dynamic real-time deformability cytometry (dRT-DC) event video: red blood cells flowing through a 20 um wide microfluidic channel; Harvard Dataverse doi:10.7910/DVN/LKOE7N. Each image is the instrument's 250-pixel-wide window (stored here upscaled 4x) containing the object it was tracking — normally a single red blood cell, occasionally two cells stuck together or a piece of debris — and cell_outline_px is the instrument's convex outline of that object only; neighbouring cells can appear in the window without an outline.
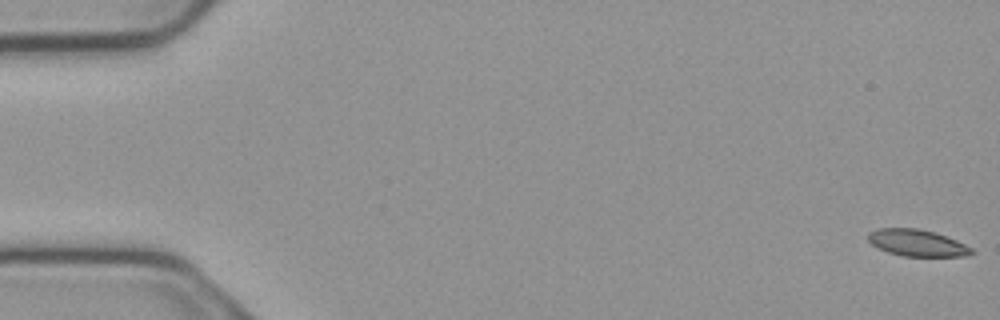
{"species": "common noctule bat (a hibernating species)", "species_latin": "Nyctalus noctula", "temperature_condition": "cold", "stored_images_in_passage": 8, "camera_frame_rate_fps": 3000, "um_per_image_px": 0.085, "animal": {"sex": "male", "body_mass_g": 23.1, "forearm_length_mm": 52.7}, "frame": {"image": 1, "passage_image": 1, "time_ms": 0.0, "image_size_px": [1000, 320], "cell_outline_px": [[976, 252], [964, 256], [904, 256], [888, 252], [872, 244], [868, 240], [868, 232], [880, 228], [916, 228], [932, 232], [956, 240], [972, 248]], "centroid_in_image_um": [77.95, 20.65], "position_along_channel_um": 7.1, "area_um2": 15.84}}
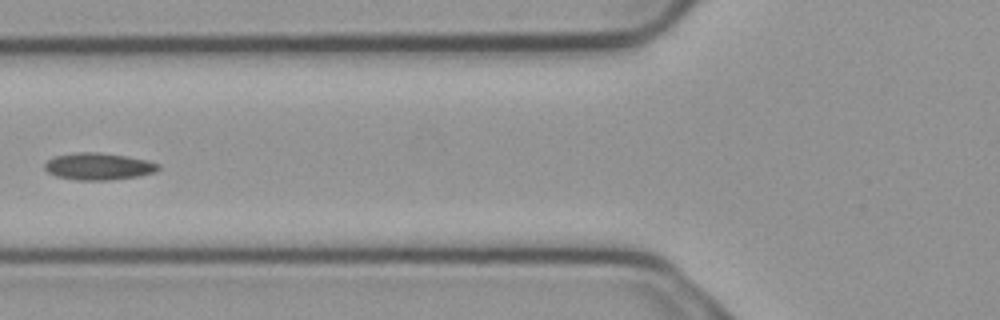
{"frame": {"image": 2, "passage_image": 7, "time_ms": 2.0, "image_size_px": [1000, 320], "cell_outline_px": [[160, 168], [156, 172], [140, 176], [108, 180], [76, 180], [56, 176], [48, 172], [44, 168], [44, 164], [48, 160], [56, 156], [76, 152], [96, 152], [124, 156], [148, 160], [160, 164]], "centroid_in_image_um": [8.39, 14.15], "position_along_channel_um": 117.4, "area_um2": 17.86}}
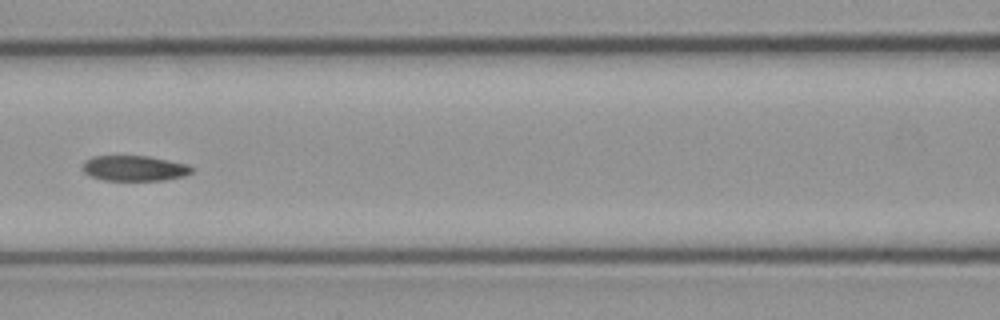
{"frame": {"image": 3, "passage_image": 8, "time_ms": 2.333, "image_size_px": [1000, 320], "cell_outline_px": [[192, 172], [184, 176], [164, 180], [104, 180], [88, 176], [84, 172], [84, 164], [92, 156], [148, 156], [188, 164], [192, 168]], "centroid_in_image_um": [11.44, 14.31], "position_along_channel_um": 155.2, "area_um2": 16.01}}